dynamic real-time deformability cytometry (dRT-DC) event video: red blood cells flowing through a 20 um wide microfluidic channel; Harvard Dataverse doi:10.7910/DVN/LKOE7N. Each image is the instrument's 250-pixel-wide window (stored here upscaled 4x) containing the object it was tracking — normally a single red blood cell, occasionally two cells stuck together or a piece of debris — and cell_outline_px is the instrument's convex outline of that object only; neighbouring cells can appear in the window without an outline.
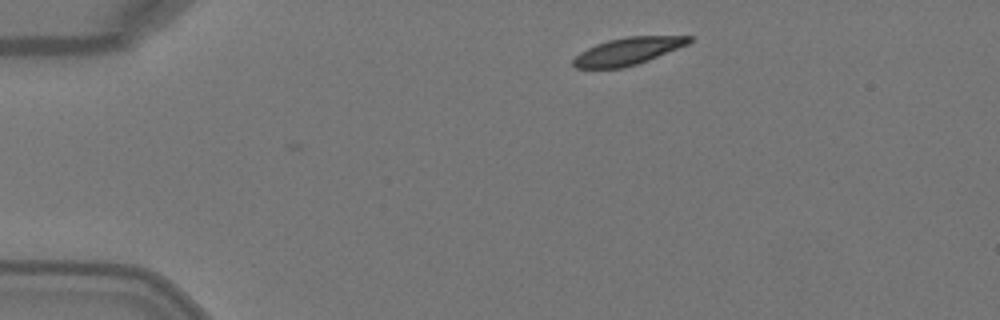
{"species": "Egyptian fruit bat (a non-hibernating species)", "species_latin": "Rousettus aegyptiacus", "temperature_condition": "warm", "stored_images_in_passage": 3, "camera_frame_rate_fps": 3000, "um_per_image_px": 0.085, "animal": {"sex": "female"}, "frame": {"image": 1, "passage_image": 1, "time_ms": 0.0, "image_size_px": [1000, 320], "cell_outline_px": [[692, 40], [688, 44], [648, 60], [624, 68], [576, 68], [572, 64], [572, 60], [580, 52], [596, 44], [608, 40], [628, 36], [692, 36]], "centroid_in_image_um": [53.35, 4.35], "position_along_channel_um": 31.6, "area_um2": 18.26}}
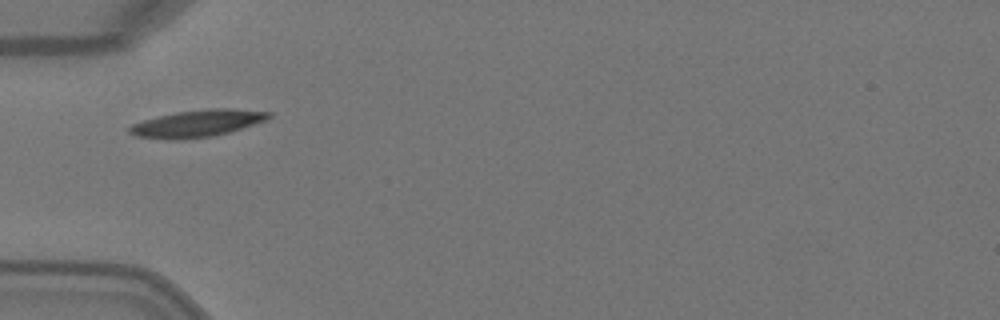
{"frame": {"image": 2, "passage_image": 3, "time_ms": 0.667, "image_size_px": [1000, 320], "cell_outline_px": [[272, 116], [268, 120], [228, 132], [212, 136], [184, 140], [168, 140], [136, 136], [128, 132], [128, 128], [132, 124], [144, 120], [176, 112], [212, 108], [232, 108], [272, 112]], "centroid_in_image_um": [16.79, 10.49], "position_along_channel_um": 68.2, "area_um2": 22.02}}